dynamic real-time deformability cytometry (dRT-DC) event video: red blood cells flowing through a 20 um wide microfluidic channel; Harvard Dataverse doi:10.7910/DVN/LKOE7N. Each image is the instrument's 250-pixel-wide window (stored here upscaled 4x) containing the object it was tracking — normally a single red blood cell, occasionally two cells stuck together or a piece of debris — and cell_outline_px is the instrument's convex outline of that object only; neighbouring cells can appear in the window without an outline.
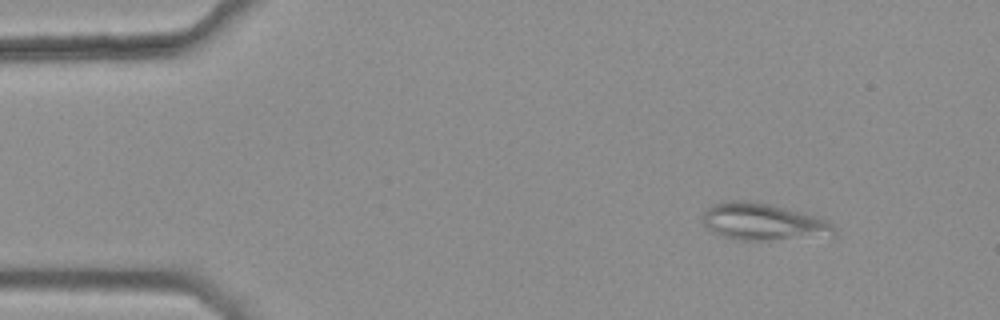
{"species": "common noctule bat (a hibernating species)", "species_latin": "Nyctalus noctula", "temperature_condition": "warm", "stored_images_in_passage": 40, "camera_frame_rate_fps": 3000, "um_per_image_px": 0.085, "animal": {"sex": "female", "body_mass_g": 25.1}, "frame": {"image": 1, "passage_image": 1, "time_ms": 0.0, "image_size_px": [1000, 320], "cell_outline_px": [[836, 236], [764, 240], [740, 240], [724, 236], [708, 228], [700, 220], [704, 212], [712, 204], [724, 200], [744, 200], [768, 204], [816, 216], [828, 220], [836, 228]], "centroid_in_image_um": [64.89, 18.85], "position_along_channel_um": 20.1, "area_um2": 28.32}}
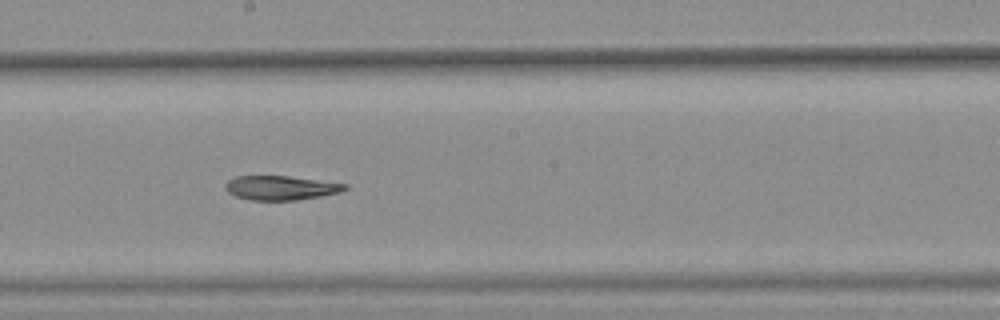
{"frame": {"image": 2, "passage_image": 24, "time_ms": 7.667, "image_size_px": [1000, 320], "cell_outline_px": [[348, 188], [340, 192], [320, 196], [296, 200], [248, 200], [236, 196], [228, 192], [224, 184], [228, 180], [236, 176], [288, 176], [348, 184]], "centroid_in_image_um": [23.85, 15.96], "position_along_channel_um": 224.3, "area_um2": 16.82}}
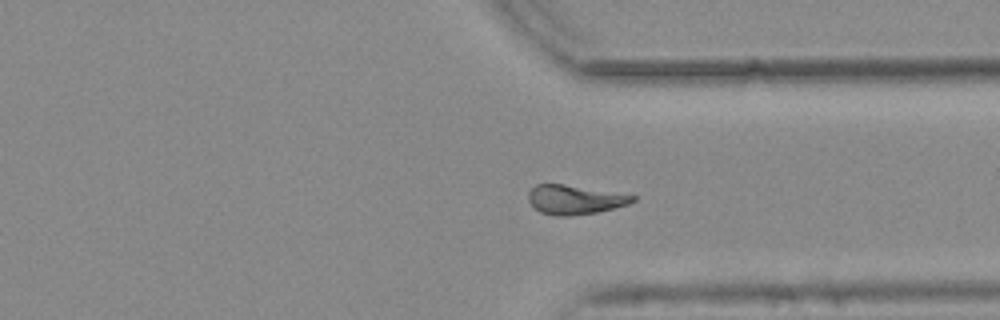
{"frame": {"image": 3, "passage_image": 35, "time_ms": 11.333, "image_size_px": [1000, 320], "cell_outline_px": [[636, 200], [628, 204], [596, 212], [572, 216], [556, 216], [540, 212], [532, 208], [528, 200], [528, 192], [536, 184], [564, 184], [636, 196]], "centroid_in_image_um": [48.79, 16.98], "position_along_channel_um": 362.6, "area_um2": 17.69}}